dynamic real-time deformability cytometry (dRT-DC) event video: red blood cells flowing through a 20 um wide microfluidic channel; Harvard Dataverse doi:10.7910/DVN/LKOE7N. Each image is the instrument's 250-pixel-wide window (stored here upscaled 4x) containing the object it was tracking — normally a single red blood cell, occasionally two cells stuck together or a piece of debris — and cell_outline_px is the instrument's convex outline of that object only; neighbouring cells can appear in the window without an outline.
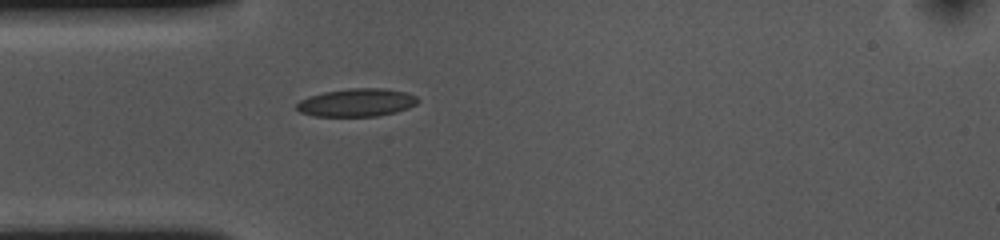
{"species": "common noctule bat (a hibernating species)", "species_latin": "Nyctalus noctula", "temperature_condition": "cold", "stored_images_in_passage": 41, "camera_frame_rate_fps": 3000, "um_per_image_px": 0.085, "animal": {"sex": "female", "body_mass_g": 10.0, "forearm_length_mm": 53.1}, "frame": {"image": 1, "passage_image": 1, "time_ms": 0.0, "image_size_px": [1000, 240], "cell_outline_px": [[420, 100], [416, 104], [408, 108], [396, 112], [376, 116], [316, 116], [300, 112], [296, 108], [296, 104], [300, 100], [308, 96], [324, 92], [348, 88], [384, 88], [404, 92], [416, 96]], "centroid_in_image_um": [30.31, 8.71], "position_along_channel_um": 54.7, "area_um2": 19.77}}
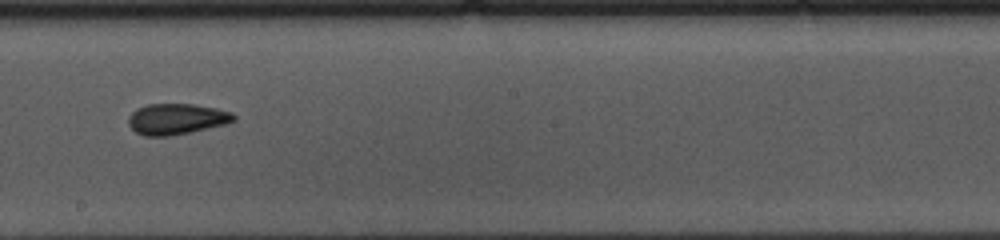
{"frame": {"image": 2, "passage_image": 16, "time_ms": 5.0, "image_size_px": [1000, 240], "cell_outline_px": [[236, 120], [224, 124], [188, 132], [168, 136], [144, 136], [136, 132], [128, 124], [128, 116], [136, 108], [148, 104], [192, 104], [216, 108], [232, 112], [236, 116]], "centroid_in_image_um": [14.98, 10.1], "position_along_channel_um": 233.2, "area_um2": 18.84}}
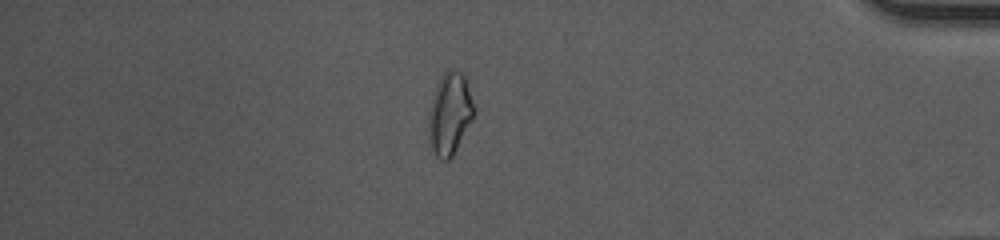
{"frame": {"image": 3, "passage_image": 33, "time_ms": 10.667, "image_size_px": [1000, 240], "cell_outline_px": [[476, 112], [472, 120], [452, 156], [448, 160], [440, 160], [436, 156], [428, 140], [428, 108], [436, 84], [440, 76], [448, 68], [452, 68], [460, 72], [464, 76], [476, 108]], "centroid_in_image_um": [38.21, 9.64], "position_along_channel_um": 397.0, "area_um2": 22.08}, "authors_computed_cell_mechanics": {"area_um2": 18.9584, "velocity_mm_per_s": 3.61, "shape_relaxation_time_tau1_ms": 6.8549, "shape_relaxation_time_tau2_ms": 2.9456, "deformation_change_tau1": 0.1562, "deformation_change_tau2": 0.0698}}